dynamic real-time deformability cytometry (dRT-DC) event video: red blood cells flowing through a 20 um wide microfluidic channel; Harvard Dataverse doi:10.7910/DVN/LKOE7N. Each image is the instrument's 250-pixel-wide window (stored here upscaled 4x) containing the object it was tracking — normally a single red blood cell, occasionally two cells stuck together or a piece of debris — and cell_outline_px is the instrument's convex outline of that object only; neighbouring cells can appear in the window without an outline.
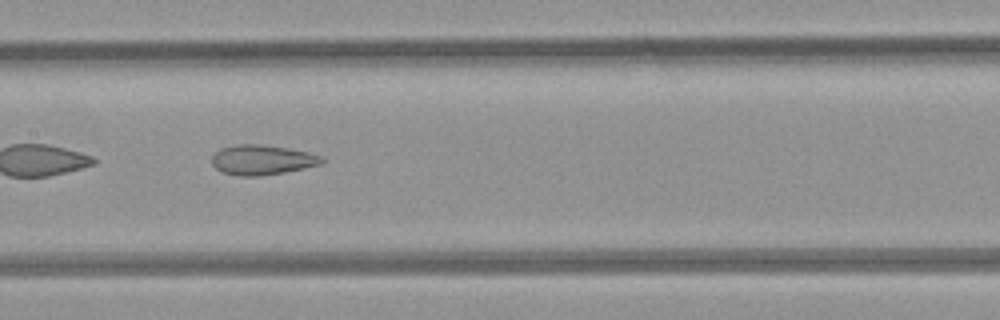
{"species": "common noctule bat (a hibernating species)", "species_latin": "Nyctalus noctula", "temperature_condition": "room temperature", "stored_images_in_passage": 7, "camera_frame_rate_fps": 3000, "um_per_image_px": 0.085, "animal": {"sex": "female", "body_mass_g": 21.9}, "frame": {"image": 1, "passage_image": 6, "time_ms": 5.667, "image_size_px": [1000, 320], "cell_outline_px": [[324, 164], [284, 172], [260, 176], [236, 176], [224, 172], [216, 168], [212, 164], [212, 156], [220, 148], [240, 144], [256, 144], [288, 148], [308, 152], [324, 156]], "centroid_in_image_um": [22.31, 13.59], "position_along_channel_um": 185.1, "area_um2": 19.19}}
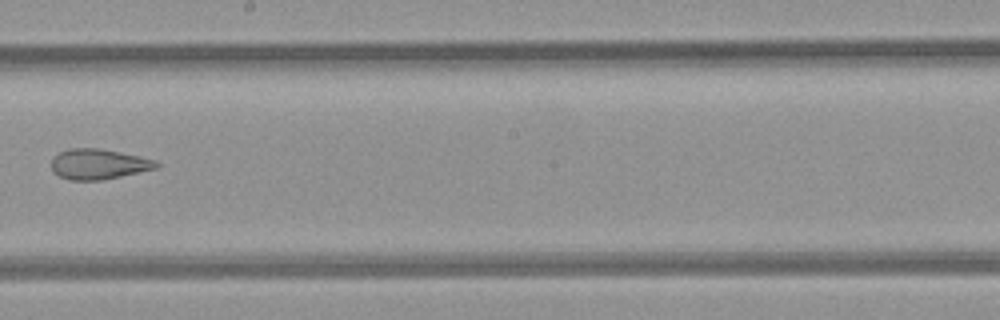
{"frame": {"image": 2, "passage_image": 7, "time_ms": 7.0, "image_size_px": [1000, 320], "cell_outline_px": [[160, 164], [156, 168], [120, 176], [100, 180], [68, 180], [52, 172], [52, 156], [68, 148], [96, 148], [140, 156], [156, 160]], "centroid_in_image_um": [8.34, 13.94], "position_along_channel_um": 239.9, "area_um2": 18.44}}